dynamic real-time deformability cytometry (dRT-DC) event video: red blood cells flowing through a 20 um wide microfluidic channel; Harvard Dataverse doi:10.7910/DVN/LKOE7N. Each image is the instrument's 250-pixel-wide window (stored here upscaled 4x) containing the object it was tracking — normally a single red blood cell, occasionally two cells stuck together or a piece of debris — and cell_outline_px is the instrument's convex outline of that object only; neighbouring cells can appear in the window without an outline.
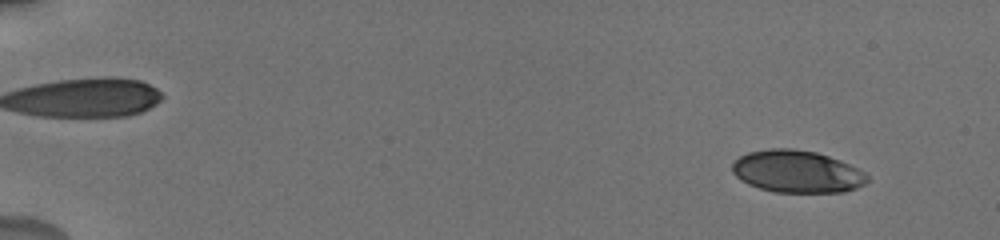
{"species": "human", "species_latin": "Homo sapiens", "temperature_condition": "cold", "stored_images_in_passage": 54, "camera_frame_rate_fps": 3000, "um_per_image_px": 0.085, "donor": {"sex": "male"}, "frame": {"image": 1, "passage_image": 4, "time_ms": 1.333, "image_size_px": [1000, 240], "cell_outline_px": [[868, 180], [864, 184], [856, 188], [844, 192], [776, 192], [760, 188], [748, 184], [740, 180], [732, 172], [732, 164], [740, 156], [748, 152], [772, 148], [792, 148], [816, 152], [840, 160], [864, 172], [868, 176]], "centroid_in_image_um": [67.73, 14.58], "position_along_channel_um": 17.3, "area_um2": 33.18}}
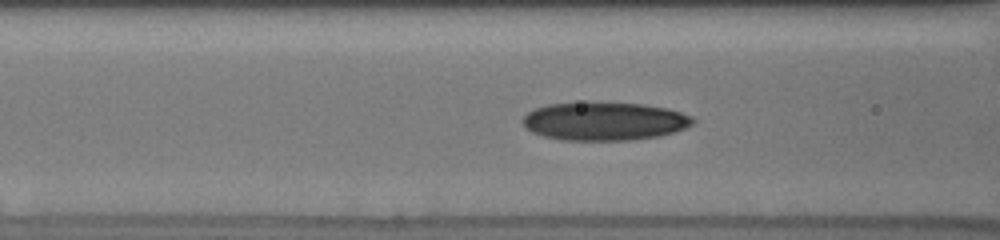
{"frame": {"image": 2, "passage_image": 18, "time_ms": 8.0, "image_size_px": [1000, 240], "cell_outline_px": [[696, 120], [692, 124], [676, 132], [660, 136], [632, 140], [560, 140], [544, 136], [532, 132], [520, 120], [528, 112], [536, 108], [548, 104], [588, 100], [640, 104], [668, 108], [692, 116]], "centroid_in_image_um": [51.37, 10.28], "position_along_channel_um": 115.2, "area_um2": 38.73}}
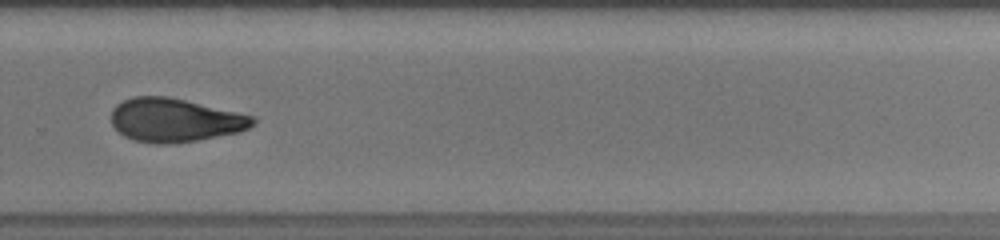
{"frame": {"image": 3, "passage_image": 36, "time_ms": 13.333, "image_size_px": [1000, 240], "cell_outline_px": [[256, 124], [240, 132], [196, 140], [168, 144], [156, 144], [132, 140], [124, 136], [112, 124], [112, 108], [116, 104], [132, 96], [168, 96], [256, 116]], "centroid_in_image_um": [14.88, 10.2], "position_along_channel_um": 314.9, "area_um2": 36.13}, "authors_computed_cell_mechanics": {"area_um2": 35.547, "velocity_mm_per_s": 3.7505, "shape_relaxation_time_tau1_ms": 6.0441, "shape_relaxation_time_tau2_ms": 3.2267, "deformation_change_tau1": 0.1506, "deformation_change_tau2": 0.0873}}